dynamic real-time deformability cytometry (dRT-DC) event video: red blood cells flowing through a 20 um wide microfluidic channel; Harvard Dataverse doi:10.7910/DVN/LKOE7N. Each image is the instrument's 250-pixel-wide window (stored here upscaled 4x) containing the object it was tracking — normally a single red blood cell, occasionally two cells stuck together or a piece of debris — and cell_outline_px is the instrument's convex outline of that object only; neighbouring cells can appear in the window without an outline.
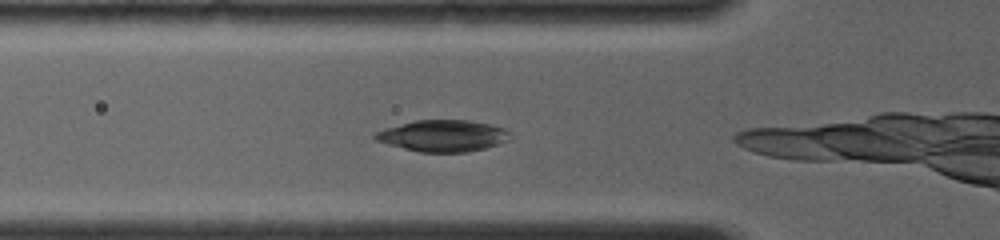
{"species": "common noctule bat (a hibernating species)", "species_latin": "Nyctalus noctula", "temperature_condition": "room temperature", "stored_images_in_passage": 30, "camera_frame_rate_fps": 4000, "um_per_image_px": 0.085, "animal": {"sex": "female", "body_mass_g": 19.0, "forearm_length_mm": 56.7}, "frame": {"image": 1, "passage_image": 3, "time_ms": 0.75, "image_size_px": [1000, 240], "cell_outline_px": [[508, 140], [484, 148], [468, 152], [420, 152], [388, 144], [376, 140], [372, 136], [376, 132], [384, 128], [416, 120], [468, 120], [488, 124], [504, 128], [508, 132]], "centroid_in_image_um": [37.61, 11.54], "position_along_channel_um": 88.2, "area_um2": 24.45}}
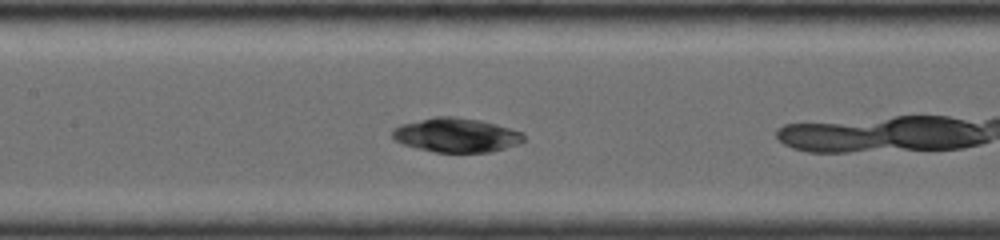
{"frame": {"image": 2, "passage_image": 9, "time_ms": 2.75, "image_size_px": [1000, 240], "cell_outline_px": [[524, 140], [520, 144], [488, 152], [436, 152], [416, 148], [404, 144], [396, 140], [392, 136], [392, 128], [400, 124], [432, 116], [452, 116], [480, 120], [496, 124], [524, 132]], "centroid_in_image_um": [38.78, 11.47], "position_along_channel_um": 168.6, "area_um2": 26.3}}
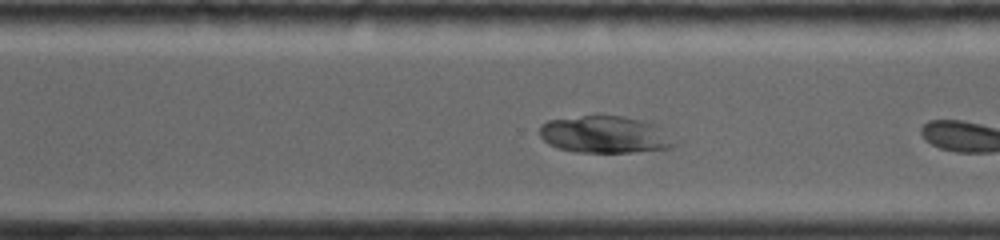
{"frame": {"image": 3, "passage_image": 21, "time_ms": 6.5, "image_size_px": [1000, 240], "cell_outline_px": [[680, 140], [672, 148], [632, 152], [576, 152], [560, 148], [548, 144], [540, 136], [540, 124], [548, 120], [600, 112], [624, 116], [656, 124]], "centroid_in_image_um": [51.47, 11.4], "position_along_channel_um": 319.1, "area_um2": 30.23}}